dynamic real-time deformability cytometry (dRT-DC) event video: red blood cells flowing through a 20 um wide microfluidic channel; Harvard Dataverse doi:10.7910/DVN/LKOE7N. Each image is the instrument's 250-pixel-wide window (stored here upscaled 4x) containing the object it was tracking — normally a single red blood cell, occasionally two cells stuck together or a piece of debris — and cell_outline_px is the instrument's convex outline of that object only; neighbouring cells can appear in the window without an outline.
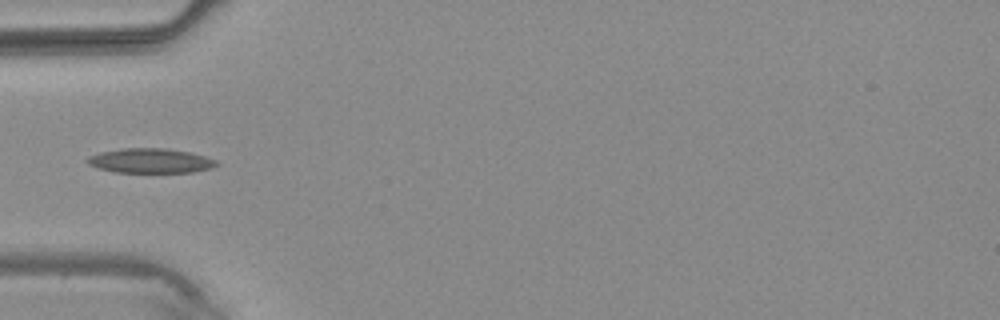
{"species": "common noctule bat (a hibernating species)", "species_latin": "Nyctalus noctula", "temperature_condition": "warm", "stored_images_in_passage": 3, "camera_frame_rate_fps": 3000, "um_per_image_px": 0.085, "animal": {"sex": "male", "body_mass_g": 20.4}, "frame": {"image": 1, "passage_image": 3, "time_ms": 2.333, "image_size_px": [1000, 320], "cell_outline_px": [[220, 164], [212, 168], [192, 172], [116, 172], [96, 168], [88, 164], [84, 160], [88, 156], [100, 152], [120, 148], [164, 148], [192, 152], [216, 160]], "centroid_in_image_um": [12.76, 13.66], "position_along_channel_um": 72.2, "area_um2": 18.73}}